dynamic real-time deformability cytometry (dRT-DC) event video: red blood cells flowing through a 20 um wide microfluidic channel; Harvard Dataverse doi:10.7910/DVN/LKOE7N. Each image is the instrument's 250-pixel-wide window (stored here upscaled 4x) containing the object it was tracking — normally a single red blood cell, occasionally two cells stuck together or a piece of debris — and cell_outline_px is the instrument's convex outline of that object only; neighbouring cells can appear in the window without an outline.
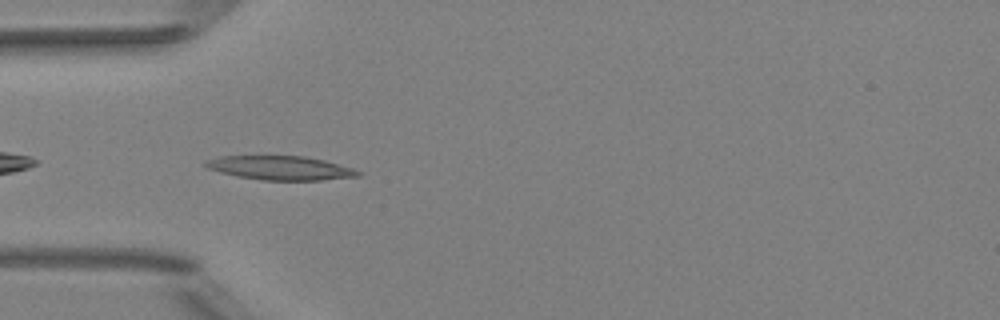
{"species": "Egyptian fruit bat (a non-hibernating species)", "species_latin": "Rousettus aegyptiacus", "temperature_condition": "room temperature", "stored_images_in_passage": 37, "camera_frame_rate_fps": 3000, "um_per_image_px": 0.085, "animal": {"sex": "female"}, "frame": {"image": 1, "passage_image": 2, "time_ms": 0.333, "image_size_px": [1000, 320], "cell_outline_px": [[360, 176], [320, 180], [260, 180], [236, 176], [220, 172], [208, 168], [204, 164], [204, 160], [220, 156], [304, 156], [324, 160], [352, 168], [360, 172]], "centroid_in_image_um": [23.79, 14.27], "position_along_channel_um": 61.2, "area_um2": 21.21}}
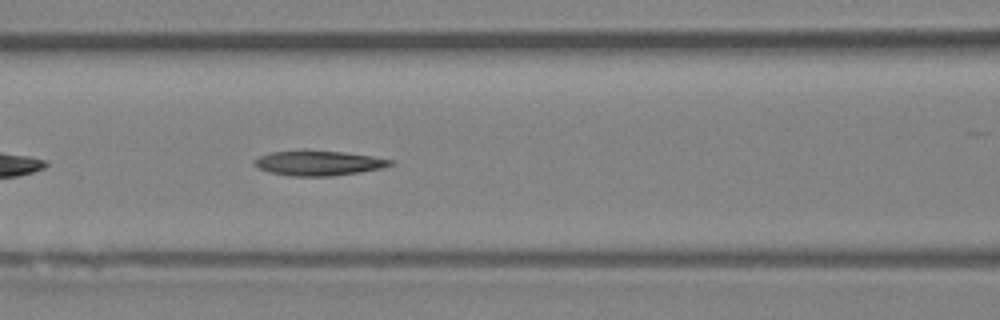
{"frame": {"image": 2, "passage_image": 8, "time_ms": 2.333, "image_size_px": [1000, 320], "cell_outline_px": [[396, 164], [380, 168], [360, 172], [332, 176], [288, 176], [268, 172], [256, 168], [252, 164], [252, 160], [260, 156], [272, 152], [300, 148], [308, 148], [344, 152], [372, 156], [392, 160]], "centroid_in_image_um": [26.99, 13.83], "position_along_channel_um": 139.6, "area_um2": 20.52}}
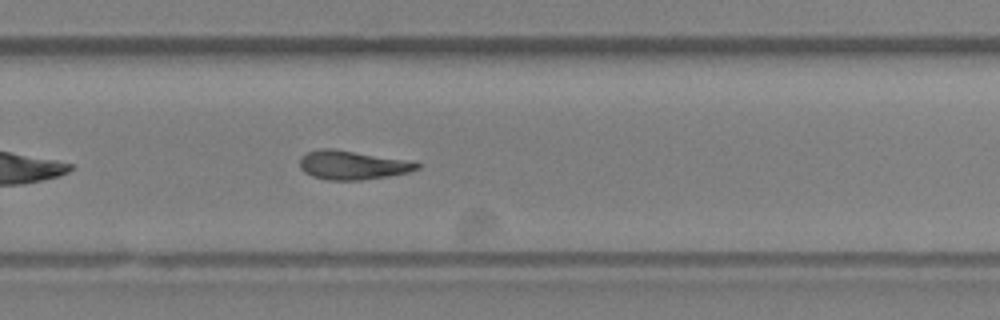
{"frame": {"image": 3, "passage_image": 20, "time_ms": 6.333, "image_size_px": [1000, 320], "cell_outline_px": [[420, 168], [408, 172], [388, 176], [360, 180], [328, 180], [312, 176], [304, 172], [300, 168], [300, 156], [308, 152], [320, 148], [332, 148], [400, 160], [420, 164]], "centroid_in_image_um": [29.85, 14.04], "position_along_channel_um": 299.9, "area_um2": 19.25}}